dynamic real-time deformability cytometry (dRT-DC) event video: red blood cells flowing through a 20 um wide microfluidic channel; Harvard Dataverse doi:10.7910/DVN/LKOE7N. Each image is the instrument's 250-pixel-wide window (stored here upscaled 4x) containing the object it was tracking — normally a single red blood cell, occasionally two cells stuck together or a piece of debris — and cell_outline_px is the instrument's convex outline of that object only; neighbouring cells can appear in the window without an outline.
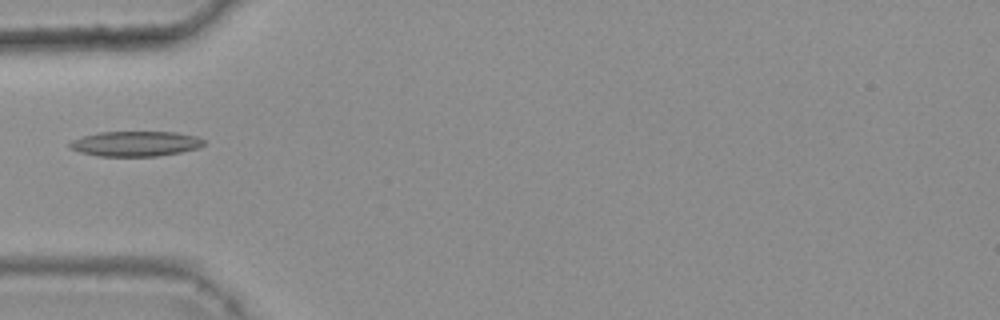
{"species": "common noctule bat (a hibernating species)", "species_latin": "Nyctalus noctula", "temperature_condition": "warm", "stored_images_in_passage": 4, "camera_frame_rate_fps": 3000, "um_per_image_px": 0.085, "animal": {"sex": "female", "body_mass_g": 25.1}, "frame": {"image": 1, "passage_image": 1, "time_ms": 0.0, "image_size_px": [1000, 320], "cell_outline_px": [[204, 144], [196, 148], [180, 152], [156, 156], [100, 156], [80, 152], [68, 148], [68, 144], [72, 140], [84, 136], [100, 132], [176, 132], [196, 136], [204, 140]], "centroid_in_image_um": [11.49, 12.21], "position_along_channel_um": 73.5, "area_um2": 19.48}}